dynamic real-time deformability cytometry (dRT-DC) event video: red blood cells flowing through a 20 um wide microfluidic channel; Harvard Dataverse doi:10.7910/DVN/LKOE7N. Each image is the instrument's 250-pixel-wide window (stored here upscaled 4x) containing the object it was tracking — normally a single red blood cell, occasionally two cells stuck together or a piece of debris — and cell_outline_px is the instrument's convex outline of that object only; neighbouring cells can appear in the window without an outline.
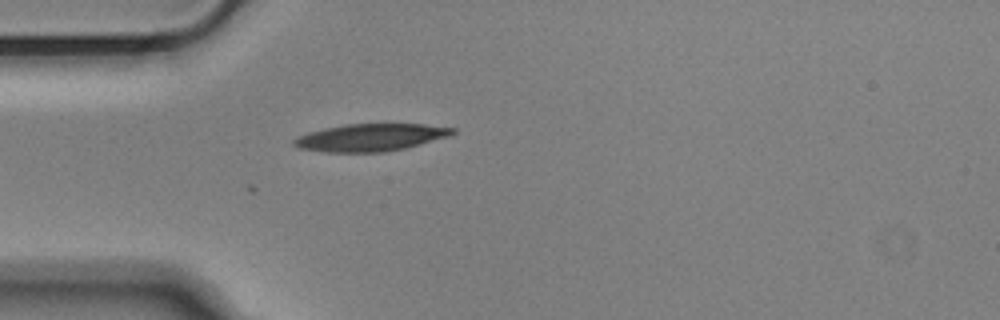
{"species": "Egyptian fruit bat (a non-hibernating species)", "species_latin": "Rousettus aegyptiacus", "temperature_condition": "cold", "stored_images_in_passage": 35, "camera_frame_rate_fps": 3000, "um_per_image_px": 0.085, "animal": {"sex": "male"}, "frame": {"image": 1, "passage_image": 1, "time_ms": 0.0, "image_size_px": [1000, 320], "cell_outline_px": [[456, 132], [452, 136], [388, 152], [324, 152], [300, 148], [292, 144], [292, 140], [308, 132], [324, 128], [344, 124], [424, 124], [456, 128]], "centroid_in_image_um": [31.53, 11.68], "position_along_channel_um": 53.5, "area_um2": 25.43}}
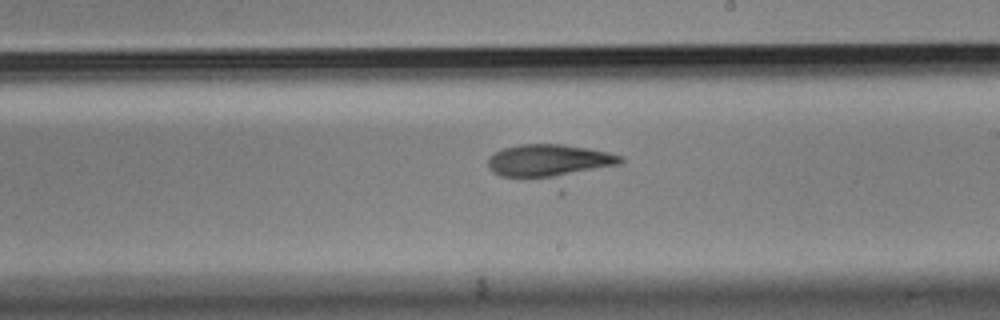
{"frame": {"image": 2, "passage_image": 17, "time_ms": 5.333, "image_size_px": [1000, 320], "cell_outline_px": [[624, 160], [620, 164], [560, 176], [500, 176], [492, 172], [488, 164], [488, 156], [504, 148], [520, 144], [564, 144], [588, 148], [608, 152], [624, 156]], "centroid_in_image_um": [46.68, 13.61], "position_along_channel_um": 242.3, "area_um2": 24.57}}
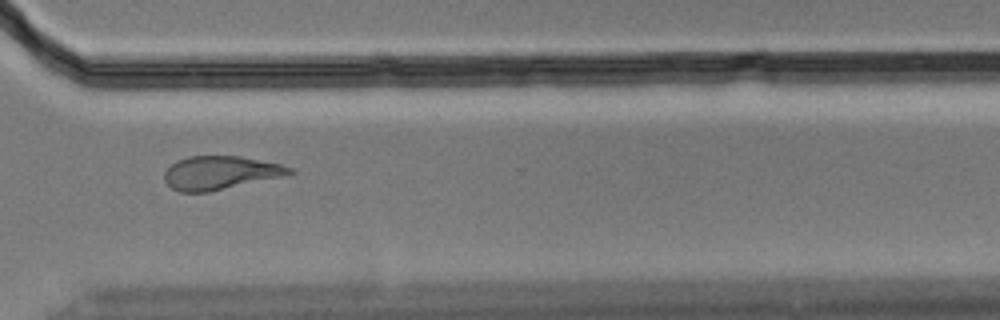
{"frame": {"image": 3, "passage_image": 26, "time_ms": 8.333, "image_size_px": [1000, 320], "cell_outline_px": [[296, 172], [284, 176], [208, 192], [180, 192], [172, 188], [164, 180], [164, 172], [176, 160], [188, 156], [240, 156], [280, 164], [292, 168]], "centroid_in_image_um": [18.71, 14.68], "position_along_channel_um": 351.9, "area_um2": 24.33}}